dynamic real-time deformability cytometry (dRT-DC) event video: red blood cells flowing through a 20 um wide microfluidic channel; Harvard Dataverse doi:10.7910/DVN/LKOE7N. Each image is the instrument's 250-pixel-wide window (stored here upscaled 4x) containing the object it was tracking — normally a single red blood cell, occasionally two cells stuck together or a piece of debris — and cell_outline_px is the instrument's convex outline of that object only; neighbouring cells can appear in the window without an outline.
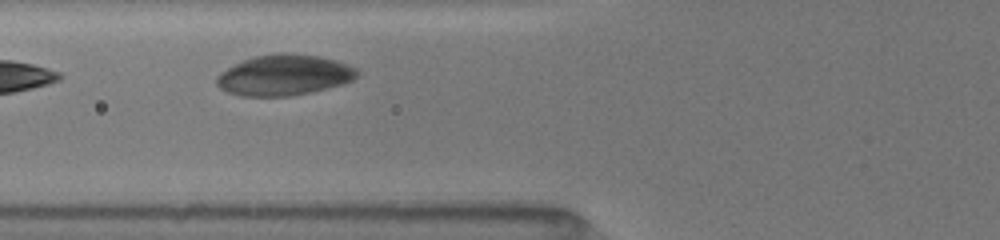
{"species": "common noctule bat (a hibernating species)", "species_latin": "Nyctalus noctula", "temperature_condition": "room temperature", "stored_images_in_passage": 9, "camera_frame_rate_fps": 3000, "um_per_image_px": 0.085, "animal": {"sex": "female", "body_mass_g": 19.5, "forearm_length_mm": 54.1}, "frame": {"image": 1, "passage_image": 4, "time_ms": 1.333, "image_size_px": [1000, 240], "cell_outline_px": [[360, 72], [352, 80], [344, 84], [308, 92], [288, 96], [240, 96], [228, 92], [220, 88], [216, 84], [216, 76], [220, 72], [252, 56], [284, 52], [288, 52], [320, 56], [336, 60], [356, 68]], "centroid_in_image_um": [24.15, 6.37], "position_along_channel_um": 101.7, "area_um2": 33.35}}